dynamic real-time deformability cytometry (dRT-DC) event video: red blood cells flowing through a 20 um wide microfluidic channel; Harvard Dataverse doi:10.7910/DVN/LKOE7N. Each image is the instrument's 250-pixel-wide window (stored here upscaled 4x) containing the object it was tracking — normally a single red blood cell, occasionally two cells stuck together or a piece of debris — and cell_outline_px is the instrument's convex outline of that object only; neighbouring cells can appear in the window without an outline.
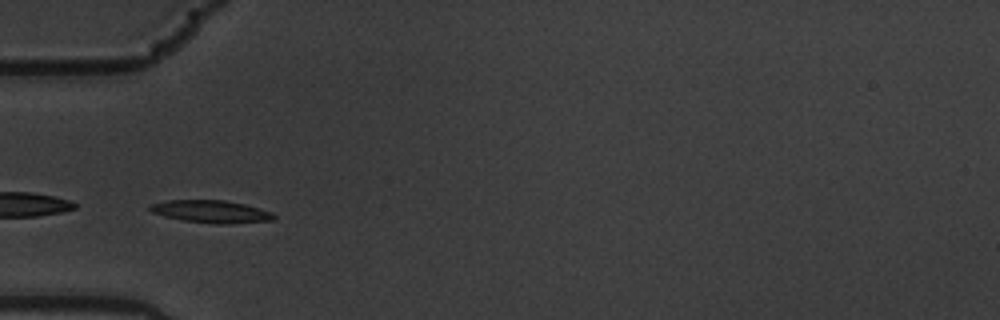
{"species": "common noctule bat (a hibernating species)", "species_latin": "Nyctalus noctula", "temperature_condition": "warm", "stored_images_in_passage": 51, "camera_frame_rate_fps": 3000, "um_per_image_px": 0.085, "animal": {"sex": "male", "body_mass_g": 19.5, "forearm_length_mm": 54.6}, "frame": {"image": 1, "passage_image": 12, "time_ms": 3.667, "image_size_px": [1000, 320], "cell_outline_px": [[276, 220], [224, 224], [220, 224], [184, 220], [164, 216], [152, 212], [148, 208], [148, 204], [168, 200], [224, 200], [244, 204], [272, 212], [276, 216]], "centroid_in_image_um": [17.94, 17.97], "position_along_channel_um": 67.1, "area_um2": 16.18}}
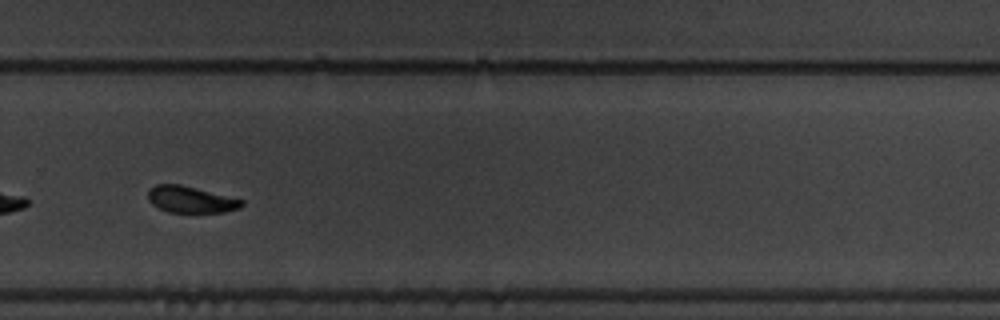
{"frame": {"image": 2, "passage_image": 33, "time_ms": 10.667, "image_size_px": [1000, 320], "cell_outline_px": [[244, 204], [240, 208], [224, 212], [168, 212], [152, 204], [148, 200], [148, 192], [156, 184], [180, 184], [244, 200]], "centroid_in_image_um": [16.22, 16.96], "position_along_channel_um": 313.6, "area_um2": 14.33}}
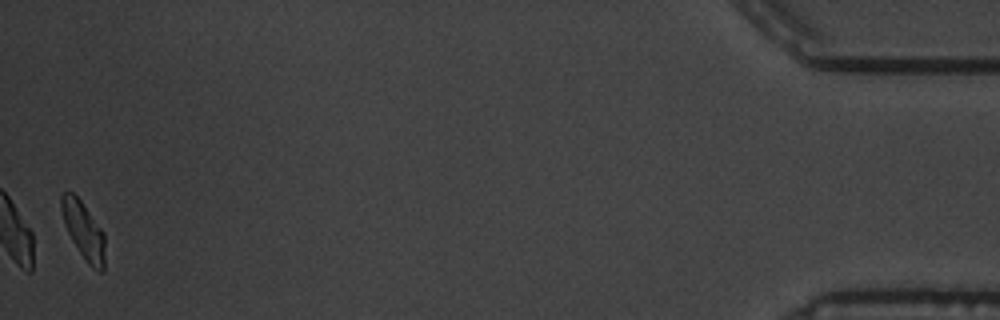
{"frame": {"image": 3, "passage_image": 50, "time_ms": 16.333, "image_size_px": [1000, 320], "cell_outline_px": [[104, 272], [100, 272], [92, 268], [88, 264], [72, 240], [64, 224], [60, 208], [60, 196], [64, 192], [72, 192], [80, 200], [104, 232]], "centroid_in_image_um": [7.09, 19.59], "position_along_channel_um": 428.1, "area_um2": 14.45}, "authors_computed_cell_mechanics": {"area_um2": 15.606, "velocity_mm_per_s": 3.5421, "shape_relaxation_time_tau1_ms": 3.165, "shape_relaxation_time_tau2_ms": 1.5784, "deformation_change_tau1": 0.1693, "deformation_change_tau2": 0.0702}}